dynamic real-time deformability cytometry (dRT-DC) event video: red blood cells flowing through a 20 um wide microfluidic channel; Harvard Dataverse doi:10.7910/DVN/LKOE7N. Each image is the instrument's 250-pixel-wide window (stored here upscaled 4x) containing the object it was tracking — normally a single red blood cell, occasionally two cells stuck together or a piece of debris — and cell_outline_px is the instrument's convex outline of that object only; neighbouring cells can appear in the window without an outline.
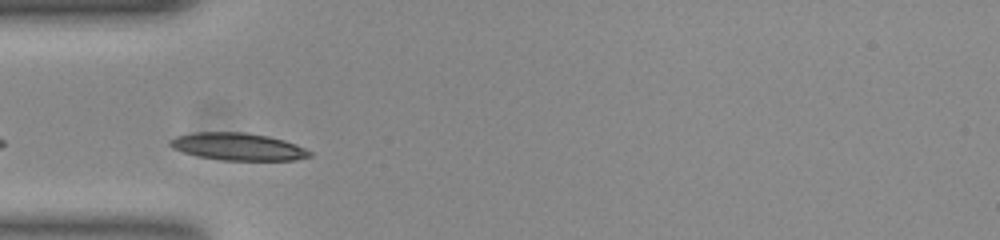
{"species": "common noctule bat (a hibernating species)", "species_latin": "Nyctalus noctula", "temperature_condition": "room temperature", "stored_images_in_passage": 26, "camera_frame_rate_fps": 3000, "um_per_image_px": 0.085, "animal": {"sex": "female", "body_mass_g": 23.0, "forearm_length_mm": 53.4}, "frame": {"image": 1, "passage_image": 2, "time_ms": 0.333, "image_size_px": [1000, 240], "cell_outline_px": [[312, 156], [296, 160], [224, 160], [196, 156], [172, 148], [168, 144], [168, 140], [176, 136], [192, 132], [244, 132], [268, 136], [284, 140], [296, 144], [312, 152]], "centroid_in_image_um": [20.21, 12.46], "position_along_channel_um": 64.8, "area_um2": 22.37}}
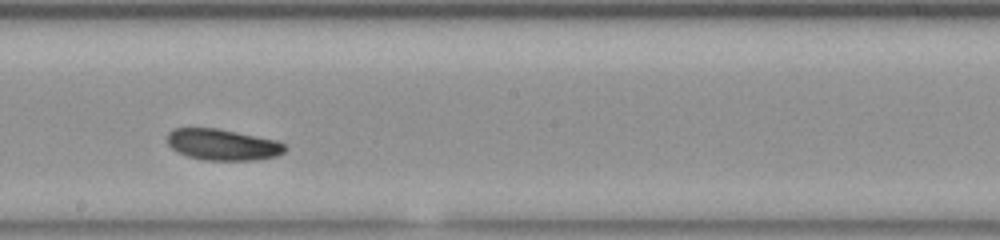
{"frame": {"image": 2, "passage_image": 15, "time_ms": 4.667, "image_size_px": [1000, 240], "cell_outline_px": [[288, 148], [284, 152], [276, 156], [256, 160], [204, 160], [188, 156], [176, 152], [168, 144], [168, 132], [172, 128], [216, 128], [276, 140], [284, 144]], "centroid_in_image_um": [18.91, 12.3], "position_along_channel_um": 229.3, "area_um2": 21.39}}
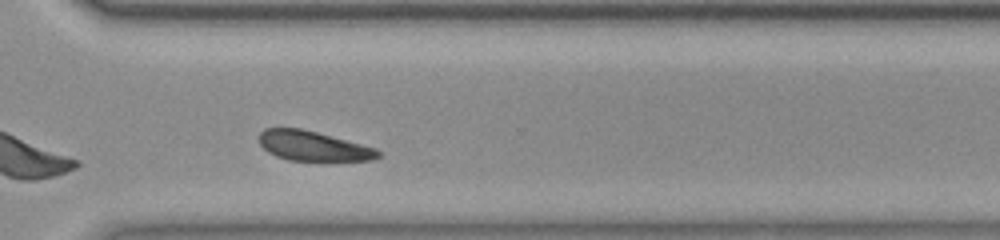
{"frame": {"image": 3, "passage_image": 24, "time_ms": 7.667, "image_size_px": [1000, 240], "cell_outline_px": [[380, 156], [372, 160], [332, 164], [288, 160], [276, 156], [268, 152], [260, 144], [260, 132], [264, 128], [300, 128], [316, 132], [376, 148], [380, 152]], "centroid_in_image_um": [26.68, 12.48], "position_along_channel_um": 343.9, "area_um2": 21.5}, "authors_computed_cell_mechanics": {"area_um2": 21.5016, "velocity_mm_per_s": 3.8091, "shape_relaxation_time_tau1_ms": 3.3567, "shape_relaxation_time_tau2_ms": null, "deformation_change_tau1": 0.0959, "deformation_change_tau2": null}}